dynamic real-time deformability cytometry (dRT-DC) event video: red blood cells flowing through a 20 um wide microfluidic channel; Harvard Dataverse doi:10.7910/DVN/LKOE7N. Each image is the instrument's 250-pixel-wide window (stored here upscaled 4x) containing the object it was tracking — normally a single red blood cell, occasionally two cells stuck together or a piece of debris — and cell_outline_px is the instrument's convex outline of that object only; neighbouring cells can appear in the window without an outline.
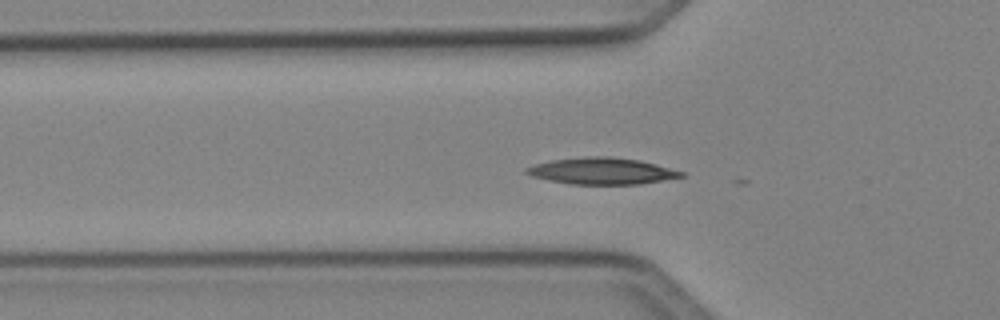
{"species": "Egyptian fruit bat (a non-hibernating species)", "species_latin": "Rousettus aegyptiacus", "temperature_condition": "cold", "stored_images_in_passage": 3, "camera_frame_rate_fps": 3000, "um_per_image_px": 0.085, "animal": {"sex": "female"}, "frame": {"image": 1, "passage_image": 2, "time_ms": 0.333, "image_size_px": [1000, 320], "cell_outline_px": [[684, 176], [640, 184], [572, 184], [548, 180], [532, 176], [524, 172], [524, 168], [536, 164], [552, 160], [584, 156], [612, 156], [640, 160], [656, 164], [684, 172]], "centroid_in_image_um": [51.14, 14.53], "position_along_channel_um": 74.7, "area_um2": 23.93}}